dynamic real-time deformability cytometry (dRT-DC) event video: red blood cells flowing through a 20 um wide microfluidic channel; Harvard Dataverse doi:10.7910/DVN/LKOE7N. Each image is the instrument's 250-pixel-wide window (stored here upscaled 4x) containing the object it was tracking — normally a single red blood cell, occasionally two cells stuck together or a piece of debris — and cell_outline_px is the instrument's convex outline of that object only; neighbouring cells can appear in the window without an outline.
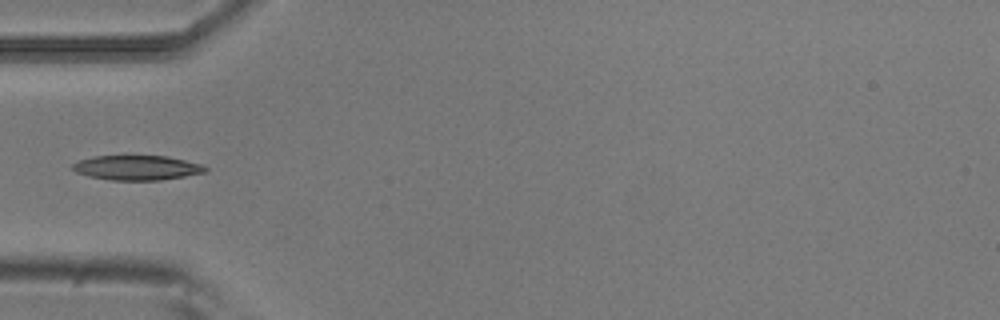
{"species": "common noctule bat (a hibernating species)", "species_latin": "Nyctalus noctula", "temperature_condition": "room temperature", "stored_images_in_passage": 4, "camera_frame_rate_fps": 3000, "um_per_image_px": 0.085, "animal": {"sex": "male", "body_mass_g": 20.5, "forearm_length_mm": 52.5}, "frame": {"image": 1, "passage_image": 4, "time_ms": 1.0, "image_size_px": [1000, 320], "cell_outline_px": [[208, 172], [160, 180], [108, 180], [88, 176], [76, 172], [72, 168], [72, 164], [80, 160], [92, 156], [124, 152], [168, 156], [204, 164], [208, 168]], "centroid_in_image_um": [11.63, 14.19], "position_along_channel_um": 73.4, "area_um2": 20.35}}